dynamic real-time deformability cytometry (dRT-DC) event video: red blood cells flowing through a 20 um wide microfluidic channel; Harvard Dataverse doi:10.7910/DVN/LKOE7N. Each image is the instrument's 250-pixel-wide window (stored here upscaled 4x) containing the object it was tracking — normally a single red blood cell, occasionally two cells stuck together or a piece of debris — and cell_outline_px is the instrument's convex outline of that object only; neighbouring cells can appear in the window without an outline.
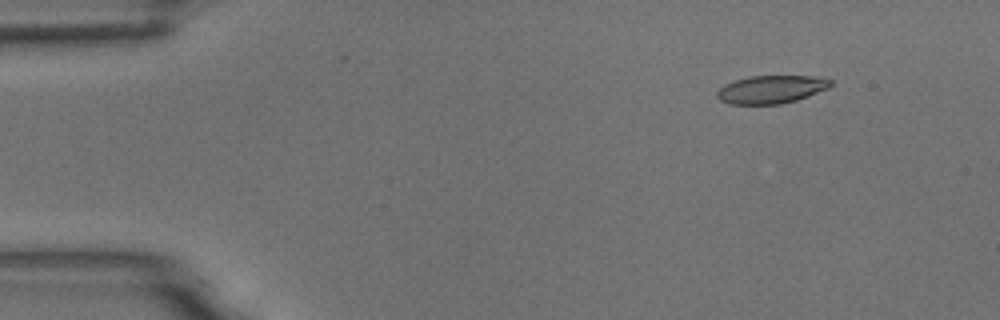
{"species": "common noctule bat (a hibernating species)", "species_latin": "Nyctalus noctula", "temperature_condition": "room temperature", "stored_images_in_passage": 5, "camera_frame_rate_fps": 3000, "um_per_image_px": 0.085, "animal": {"sex": "male", "body_mass_g": 18.8}, "frame": {"image": 1, "passage_image": 3, "time_ms": 0.667, "image_size_px": [1000, 320], "cell_outline_px": [[832, 84], [828, 88], [796, 100], [780, 104], [728, 104], [720, 100], [716, 96], [716, 92], [724, 84], [732, 80], [748, 76], [816, 76], [832, 80]], "centroid_in_image_um": [65.5, 7.59], "position_along_channel_um": 19.5, "area_um2": 18.61}}